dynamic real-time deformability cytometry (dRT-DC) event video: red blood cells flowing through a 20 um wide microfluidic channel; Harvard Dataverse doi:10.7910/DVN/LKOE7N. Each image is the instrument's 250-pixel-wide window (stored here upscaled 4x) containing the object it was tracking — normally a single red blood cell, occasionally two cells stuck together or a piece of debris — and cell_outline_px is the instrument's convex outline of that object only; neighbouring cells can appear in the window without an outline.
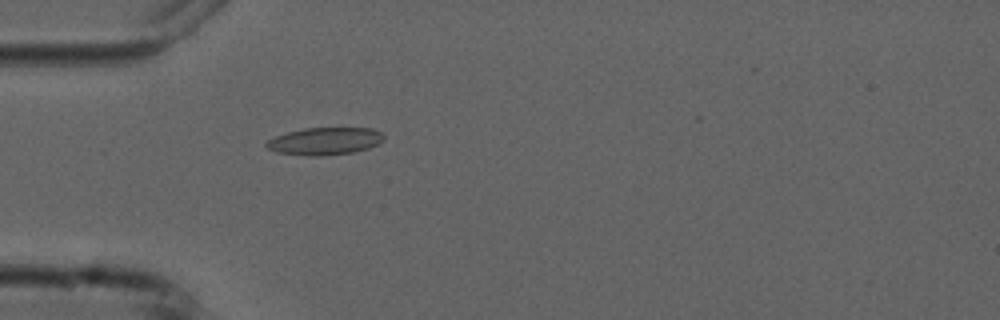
{"species": "common noctule bat (a hibernating species)", "species_latin": "Nyctalus noctula", "temperature_condition": "cold", "stored_images_in_passage": 3, "camera_frame_rate_fps": 3000, "um_per_image_px": 0.085, "animal": {"sex": "male", "forearm_length_mm": 52.5}, "frame": {"image": 1, "passage_image": 3, "time_ms": 2.333, "image_size_px": [1000, 320], "cell_outline_px": [[384, 140], [380, 144], [368, 148], [352, 152], [320, 156], [308, 156], [276, 152], [268, 148], [264, 144], [268, 140], [276, 136], [288, 132], [304, 128], [372, 128], [380, 132], [384, 136]], "centroid_in_image_um": [27.62, 12.0], "position_along_channel_um": 57.4, "area_um2": 18.73}}